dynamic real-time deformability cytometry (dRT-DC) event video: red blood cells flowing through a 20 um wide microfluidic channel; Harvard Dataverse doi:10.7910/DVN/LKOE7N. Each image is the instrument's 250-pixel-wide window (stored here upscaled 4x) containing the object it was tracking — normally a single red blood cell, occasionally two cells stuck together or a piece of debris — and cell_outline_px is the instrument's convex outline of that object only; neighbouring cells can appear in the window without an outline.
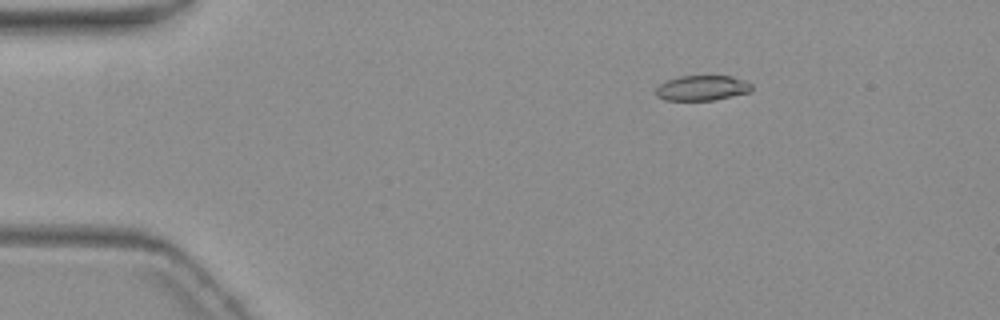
{"species": "common noctule bat (a hibernating species)", "species_latin": "Nyctalus noctula", "temperature_condition": "warm", "stored_images_in_passage": 4, "camera_frame_rate_fps": 3000, "um_per_image_px": 0.085, "animal": {"sex": "female", "body_mass_g": 19.3, "forearm_length_mm": 54.1}, "frame": {"image": 1, "passage_image": 2, "time_ms": 1.333, "image_size_px": [1000, 320], "cell_outline_px": [[752, 92], [716, 100], [664, 100], [656, 96], [656, 88], [660, 84], [668, 80], [680, 76], [732, 76], [744, 80], [752, 84]], "centroid_in_image_um": [59.71, 7.49], "position_along_channel_um": 25.3, "area_um2": 14.16}}